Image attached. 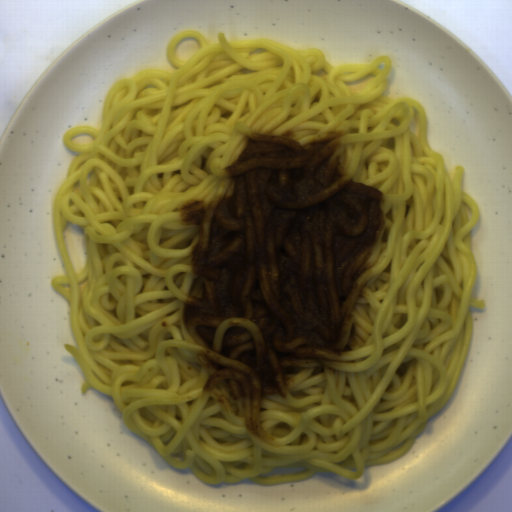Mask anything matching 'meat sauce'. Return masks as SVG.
I'll use <instances>...</instances> for the list:
<instances>
[{
	"instance_id": "meat-sauce-1",
	"label": "meat sauce",
	"mask_w": 512,
	"mask_h": 512,
	"mask_svg": "<svg viewBox=\"0 0 512 512\" xmlns=\"http://www.w3.org/2000/svg\"><path fill=\"white\" fill-rule=\"evenodd\" d=\"M342 134L305 149L254 133L224 168L231 195L180 208L181 225L200 226L191 266L206 291L188 298L182 318L207 345L200 359L213 373L201 391L257 438H275L258 417L263 396L286 398L294 373L343 355L357 278L371 267L383 193L332 157Z\"/></svg>"
}]
</instances>
